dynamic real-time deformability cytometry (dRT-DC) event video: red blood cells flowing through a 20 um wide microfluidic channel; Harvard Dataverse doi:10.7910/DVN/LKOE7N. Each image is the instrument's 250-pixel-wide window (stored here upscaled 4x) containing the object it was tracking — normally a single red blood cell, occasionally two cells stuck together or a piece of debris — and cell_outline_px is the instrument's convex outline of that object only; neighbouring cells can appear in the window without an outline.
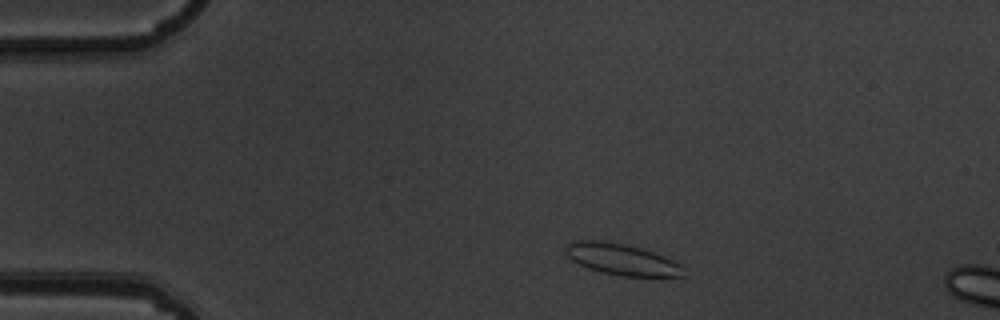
{"species": "common noctule bat (a hibernating species)", "species_latin": "Nyctalus noctula", "temperature_condition": "warm", "stored_images_in_passage": 8, "camera_frame_rate_fps": 3000, "um_per_image_px": 0.085, "animal": {"sex": "male", "body_mass_g": 19.5, "forearm_length_mm": 54.6}, "frame": {"image": 1, "passage_image": 1, "time_ms": 0.0, "image_size_px": [1000, 320], "cell_outline_px": [[684, 276], [620, 276], [600, 272], [588, 268], [572, 260], [568, 256], [568, 244], [572, 240], [604, 240], [624, 244], [640, 248], [652, 252], [672, 260], [680, 264]], "centroid_in_image_um": [52.82, 22.04], "position_along_channel_um": 32.2, "area_um2": 21.1}}
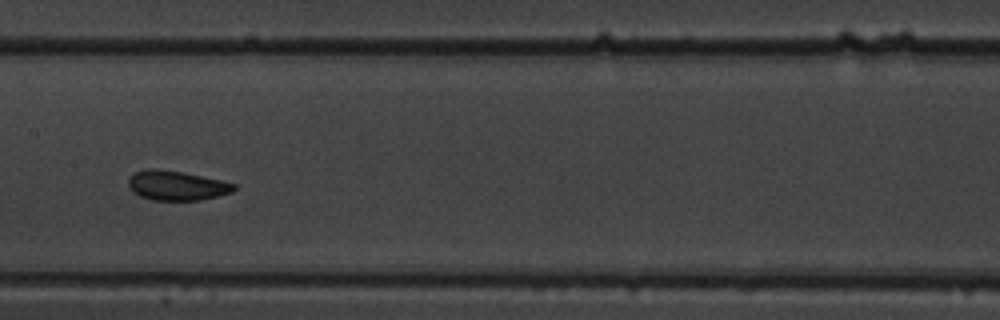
{"frame": {"image": 2, "passage_image": 6, "time_ms": 1.667, "image_size_px": [1000, 320], "cell_outline_px": [[236, 188], [232, 192], [200, 200], [152, 200], [140, 196], [132, 192], [128, 184], [128, 176], [136, 172], [148, 168], [156, 168], [184, 172], [220, 180], [236, 184]], "centroid_in_image_um": [14.98, 15.76], "position_along_channel_um": 192.4, "area_um2": 18.26}}
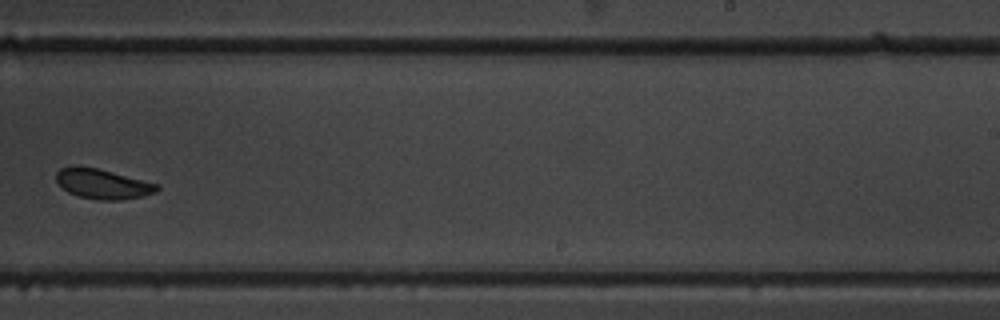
{"frame": {"image": 3, "passage_image": 8, "time_ms": 2.333, "image_size_px": [1000, 320], "cell_outline_px": [[160, 188], [156, 192], [144, 196], [120, 200], [96, 200], [80, 196], [68, 192], [56, 180], [56, 172], [60, 168], [72, 164], [76, 164], [96, 168], [112, 172], [156, 184]], "centroid_in_image_um": [8.68, 15.62], "position_along_channel_um": 280.3, "area_um2": 17.51}}